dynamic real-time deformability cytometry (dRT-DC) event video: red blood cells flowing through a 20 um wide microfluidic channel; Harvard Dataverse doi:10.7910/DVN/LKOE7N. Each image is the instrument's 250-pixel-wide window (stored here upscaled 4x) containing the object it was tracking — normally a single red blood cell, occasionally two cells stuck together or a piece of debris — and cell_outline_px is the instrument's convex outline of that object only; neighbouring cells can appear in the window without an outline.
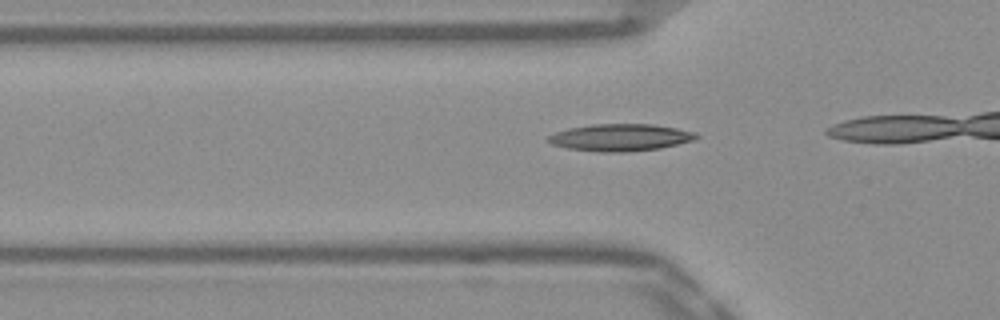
{"species": "Egyptian fruit bat (a non-hibernating species)", "species_latin": "Rousettus aegyptiacus", "temperature_condition": "warm", "stored_images_in_passage": 8, "camera_frame_rate_fps": 3000, "um_per_image_px": 0.085, "frame": {"image": 1, "passage_image": 3, "time_ms": 0.667, "image_size_px": [1000, 320], "cell_outline_px": [[700, 136], [692, 140], [660, 148], [628, 152], [600, 152], [568, 148], [552, 144], [544, 140], [548, 136], [556, 132], [568, 128], [592, 124], [652, 124], [676, 128], [696, 132]], "centroid_in_image_um": [52.7, 11.68], "position_along_channel_um": 73.1, "area_um2": 23.35}}